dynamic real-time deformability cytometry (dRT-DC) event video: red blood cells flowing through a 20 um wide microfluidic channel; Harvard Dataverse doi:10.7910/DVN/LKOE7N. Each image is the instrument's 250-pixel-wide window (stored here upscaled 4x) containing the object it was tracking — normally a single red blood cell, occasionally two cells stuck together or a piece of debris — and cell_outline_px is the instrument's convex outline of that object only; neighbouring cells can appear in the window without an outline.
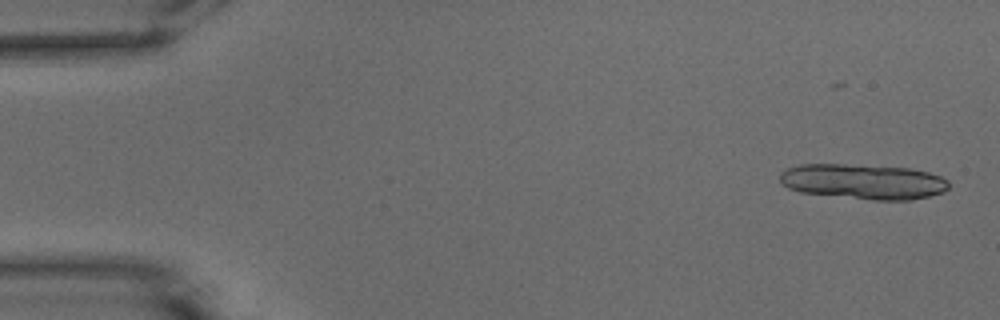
{"species": "common noctule bat (a hibernating species)", "species_latin": "Nyctalus noctula", "temperature_condition": "warm", "stored_images_in_passage": 13, "camera_frame_rate_fps": 3000, "um_per_image_px": 0.085, "animal": {"sex": "male", "body_mass_g": 15.6}, "frame": {"image": 1, "passage_image": 2, "time_ms": 0.333, "image_size_px": [1000, 320], "cell_outline_px": [[948, 188], [944, 192], [928, 196], [908, 200], [872, 200], [800, 192], [788, 188], [780, 180], [780, 172], [788, 168], [800, 164], [844, 164], [908, 168], [928, 172], [940, 176], [948, 180]], "centroid_in_image_um": [73.37, 15.43], "position_along_channel_um": 11.6, "area_um2": 34.56}}